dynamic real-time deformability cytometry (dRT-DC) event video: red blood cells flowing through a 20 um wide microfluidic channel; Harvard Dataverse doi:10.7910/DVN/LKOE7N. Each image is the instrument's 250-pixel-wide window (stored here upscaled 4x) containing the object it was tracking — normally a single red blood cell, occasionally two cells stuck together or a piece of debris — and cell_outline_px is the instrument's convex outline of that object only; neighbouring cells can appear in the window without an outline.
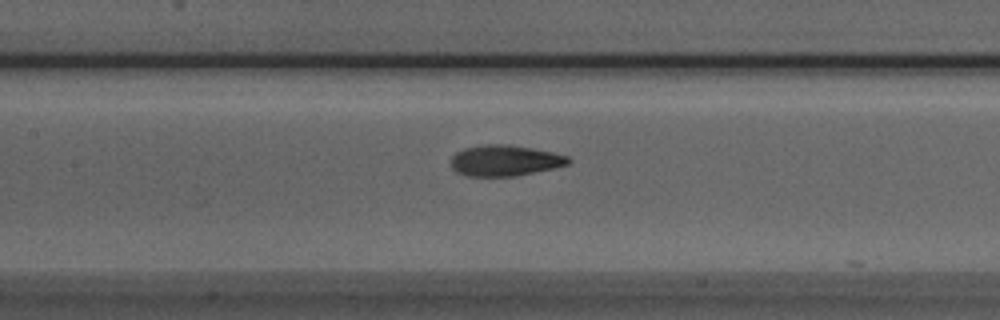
{"species": "Egyptian fruit bat (a non-hibernating species)", "species_latin": "Rousettus aegyptiacus", "temperature_condition": "room temperature", "stored_images_in_passage": 30, "camera_frame_rate_fps": 3000, "um_per_image_px": 0.085, "animal": {"sex": "male"}, "frame": {"image": 1, "passage_image": 9, "time_ms": 2.667, "image_size_px": [1000, 320], "cell_outline_px": [[572, 160], [568, 164], [552, 168], [516, 176], [468, 176], [456, 172], [452, 168], [452, 156], [456, 152], [464, 148], [484, 144], [508, 144], [552, 152], [568, 156]], "centroid_in_image_um": [42.9, 13.64], "position_along_channel_um": 164.5, "area_um2": 21.04}}
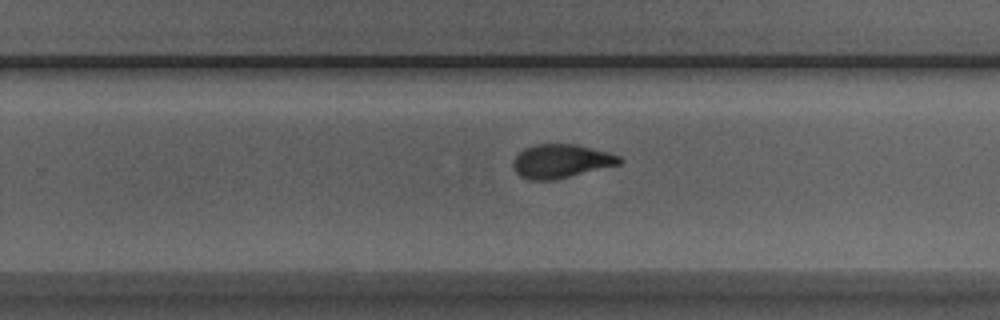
{"frame": {"image": 2, "passage_image": 18, "time_ms": 5.667, "image_size_px": [1000, 320], "cell_outline_px": [[624, 160], [620, 164], [552, 180], [528, 180], [520, 176], [512, 168], [512, 160], [524, 148], [536, 144], [576, 144], [608, 152], [620, 156]], "centroid_in_image_um": [47.66, 13.69], "position_along_channel_um": 282.1, "area_um2": 20.87}}
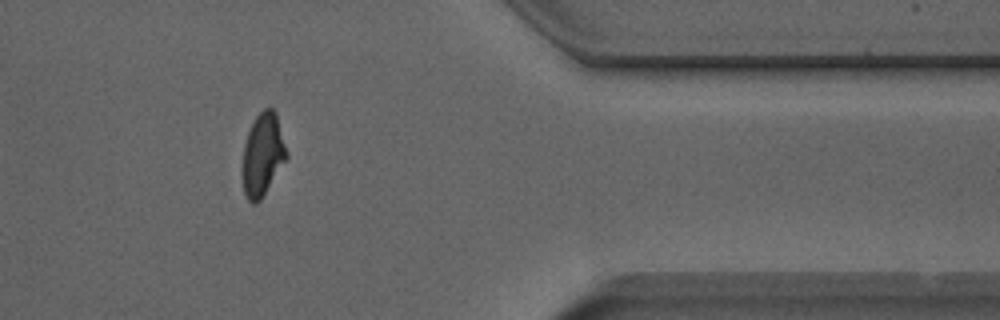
{"frame": {"image": 3, "passage_image": 28, "time_ms": 9.0, "image_size_px": [1000, 320], "cell_outline_px": [[288, 156], [260, 200], [256, 204], [252, 204], [248, 200], [244, 192], [244, 144], [248, 132], [256, 116], [264, 108], [272, 108], [276, 112], [288, 152]], "centroid_in_image_um": [22.36, 13.11], "position_along_channel_um": 389.0, "area_um2": 20.75}, "authors_computed_cell_mechanics": {"area_um2": 21.0681, "velocity_mm_per_s": 3.9441, "shape_relaxation_time_tau1_ms": 4.626, "shape_relaxation_time_tau2_ms": 1.3918, "deformation_change_tau1": 0.1796, "deformation_change_tau2": 0.0709}}